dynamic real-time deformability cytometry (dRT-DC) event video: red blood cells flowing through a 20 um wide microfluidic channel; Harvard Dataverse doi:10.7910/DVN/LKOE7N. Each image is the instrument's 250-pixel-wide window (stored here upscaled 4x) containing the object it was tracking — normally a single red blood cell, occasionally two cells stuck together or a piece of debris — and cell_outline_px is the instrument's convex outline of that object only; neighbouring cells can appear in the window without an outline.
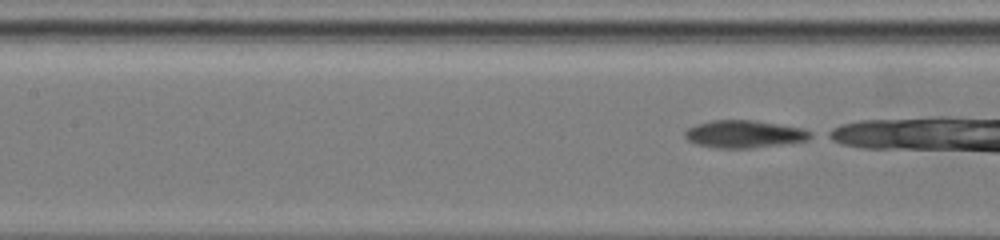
{"species": "common noctule bat (a hibernating species)", "species_latin": "Nyctalus noctula", "temperature_condition": "warm", "stored_images_in_passage": 6, "camera_frame_rate_fps": 3000, "um_per_image_px": 0.085, "animal": {"sex": "female", "body_mass_g": 19.5, "forearm_length_mm": 54.1}, "frame": {"image": 1, "passage_image": 4, "time_ms": 1.333, "image_size_px": [1000, 240], "cell_outline_px": [[816, 136], [808, 140], [752, 148], [716, 148], [696, 144], [688, 140], [684, 136], [684, 132], [688, 128], [696, 124], [712, 120], [756, 120], [804, 128], [812, 132]], "centroid_in_image_um": [63.29, 11.39], "position_along_channel_um": 144.1, "area_um2": 20.35}}